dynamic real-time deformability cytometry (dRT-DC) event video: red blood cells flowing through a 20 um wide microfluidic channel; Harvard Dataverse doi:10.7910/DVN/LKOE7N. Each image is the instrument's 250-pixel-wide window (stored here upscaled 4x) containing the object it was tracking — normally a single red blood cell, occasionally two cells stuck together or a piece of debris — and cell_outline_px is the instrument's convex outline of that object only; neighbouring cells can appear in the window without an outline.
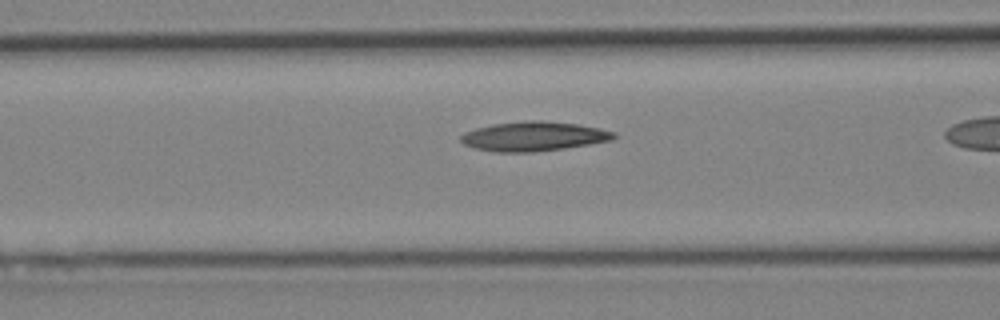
{"species": "Egyptian fruit bat (a non-hibernating species)", "species_latin": "Rousettus aegyptiacus", "temperature_condition": "cold", "stored_images_in_passage": 32, "camera_frame_rate_fps": 3000, "um_per_image_px": 0.085, "animal": {"sex": "female"}, "frame": {"image": 1, "passage_image": 15, "time_ms": 4.667, "image_size_px": [1000, 320], "cell_outline_px": [[616, 136], [612, 140], [564, 148], [532, 152], [496, 152], [476, 148], [464, 144], [460, 140], [460, 136], [464, 132], [476, 128], [492, 124], [528, 120], [540, 120], [576, 124], [600, 128], [616, 132]], "centroid_in_image_um": [45.35, 11.58], "position_along_channel_um": 121.2, "area_um2": 26.13}}
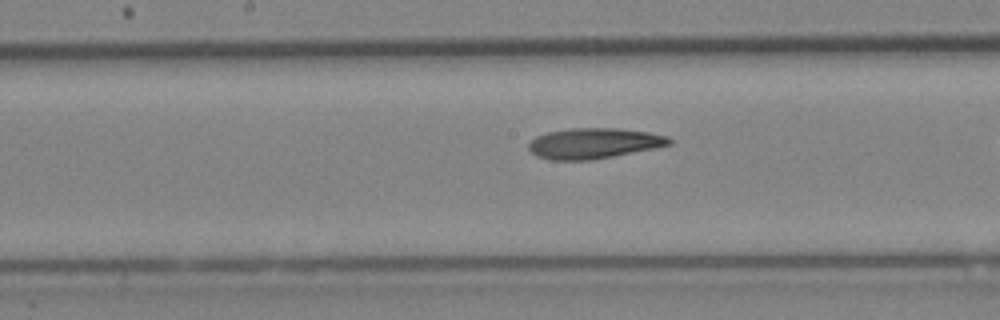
{"frame": {"image": 2, "passage_image": 20, "time_ms": 6.333, "image_size_px": [1000, 320], "cell_outline_px": [[672, 144], [656, 148], [592, 160], [548, 160], [536, 156], [528, 148], [528, 144], [536, 136], [548, 132], [572, 128], [616, 128], [648, 132], [668, 136], [672, 140]], "centroid_in_image_um": [50.48, 12.19], "position_along_channel_um": 197.7, "area_um2": 25.09}}
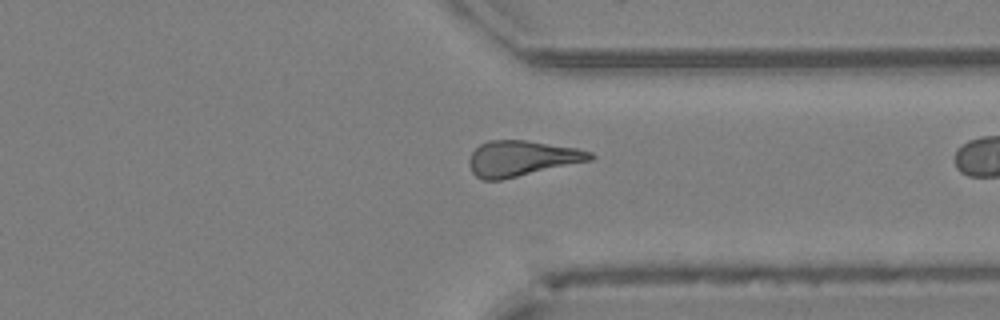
{"frame": {"image": 3, "passage_image": 31, "time_ms": 10.0, "image_size_px": [1000, 320], "cell_outline_px": [[596, 156], [592, 160], [500, 180], [484, 180], [476, 176], [472, 172], [468, 164], [468, 160], [472, 152], [480, 144], [488, 140], [524, 140], [576, 148], [592, 152]], "centroid_in_image_um": [44.33, 13.46], "position_along_channel_um": 367.1, "area_um2": 24.97}}